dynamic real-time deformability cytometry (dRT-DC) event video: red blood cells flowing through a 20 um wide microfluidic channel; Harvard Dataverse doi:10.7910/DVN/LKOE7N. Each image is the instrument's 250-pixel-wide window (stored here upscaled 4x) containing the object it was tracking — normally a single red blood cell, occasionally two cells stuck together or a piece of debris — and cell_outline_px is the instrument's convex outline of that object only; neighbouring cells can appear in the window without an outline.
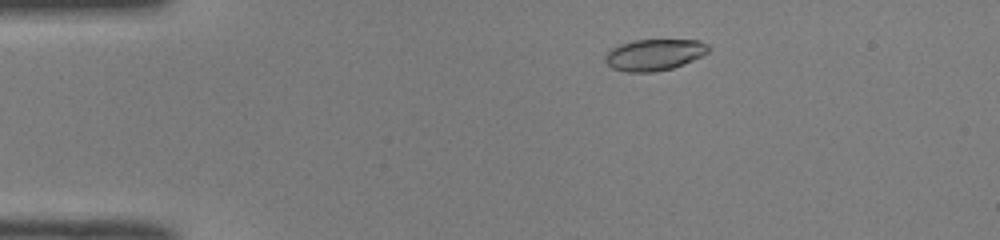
{"species": "common noctule bat (a hibernating species)", "species_latin": "Nyctalus noctula", "temperature_condition": "room temperature", "stored_images_in_passage": 48, "camera_frame_rate_fps": 3000, "um_per_image_px": 0.085, "animal": {"sex": "male", "body_mass_g": 19.0, "forearm_length_mm": 50.8}, "frame": {"image": 1, "passage_image": 6, "time_ms": 1.667, "image_size_px": [1000, 240], "cell_outline_px": [[712, 48], [708, 52], [684, 64], [672, 68], [652, 72], [624, 72], [612, 68], [604, 60], [604, 56], [612, 48], [620, 44], [636, 40], [700, 40], [708, 44]], "centroid_in_image_um": [55.62, 4.65], "position_along_channel_um": 29.4, "area_um2": 18.9}}
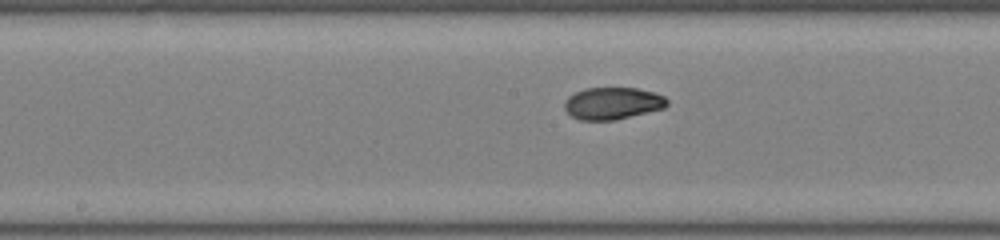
{"frame": {"image": 2, "passage_image": 23, "time_ms": 7.333, "image_size_px": [1000, 240], "cell_outline_px": [[668, 104], [664, 108], [612, 120], [580, 120], [572, 116], [564, 108], [564, 100], [568, 96], [584, 88], [636, 88], [656, 92], [664, 96], [668, 100]], "centroid_in_image_um": [52.06, 8.77], "position_along_channel_um": 196.1, "area_um2": 19.13}}
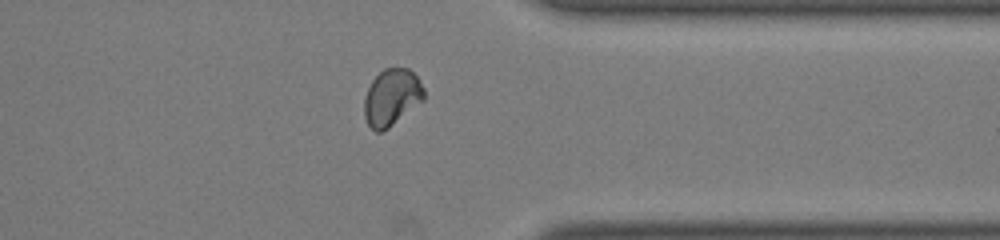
{"frame": {"image": 3, "passage_image": 37, "time_ms": 12.0, "image_size_px": [1000, 240], "cell_outline_px": [[424, 100], [388, 128], [380, 132], [376, 132], [368, 124], [364, 116], [364, 100], [368, 88], [372, 80], [384, 68], [408, 68], [420, 80], [424, 88]], "centroid_in_image_um": [33.3, 8.27], "position_along_channel_um": 378.1, "area_um2": 19.65}, "authors_computed_cell_mechanics": {"area_um2": 19.1896, "velocity_mm_per_s": 4.0022, "shape_relaxation_time_tau1_ms": 8.8514, "shape_relaxation_time_tau2_ms": 0.8571, "deformation_change_tau1": 0.2408, "deformation_change_tau2": 0.0377}}